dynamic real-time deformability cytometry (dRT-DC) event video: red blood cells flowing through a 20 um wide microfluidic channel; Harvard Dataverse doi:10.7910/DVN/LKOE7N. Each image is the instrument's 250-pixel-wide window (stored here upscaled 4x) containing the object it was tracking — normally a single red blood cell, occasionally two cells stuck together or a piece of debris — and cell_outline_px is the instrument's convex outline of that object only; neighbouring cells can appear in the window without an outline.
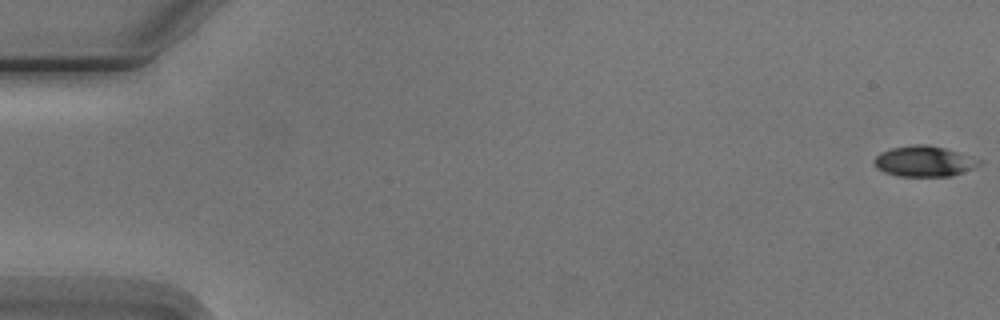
{"species": "Egyptian fruit bat (a non-hibernating species)", "species_latin": "Rousettus aegyptiacus", "temperature_condition": "cold", "stored_images_in_passage": 7, "camera_frame_rate_fps": 3000, "um_per_image_px": 0.085, "animal": {"sex": "male"}, "frame": {"image": 1, "passage_image": 1, "time_ms": 0.0, "image_size_px": [1000, 320], "cell_outline_px": [[984, 164], [976, 168], [948, 176], [896, 176], [884, 172], [876, 168], [872, 164], [872, 160], [880, 152], [892, 148], [912, 144], [928, 144], [944, 148], [984, 160]], "centroid_in_image_um": [78.55, 13.71], "position_along_channel_um": 6.4, "area_um2": 19.07}}
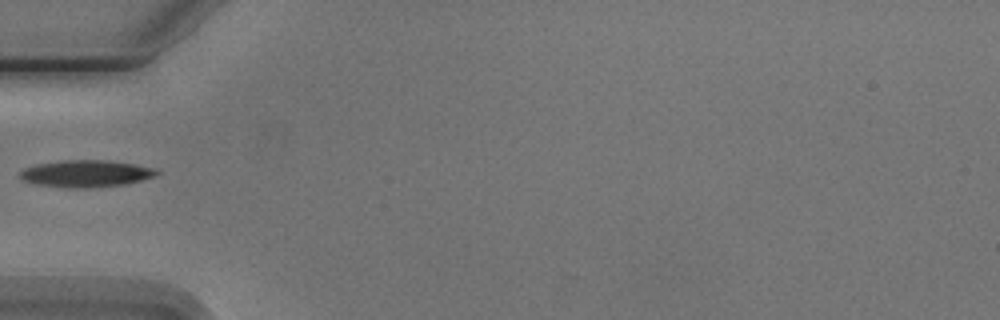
{"frame": {"image": 2, "passage_image": 6, "time_ms": 6.0, "image_size_px": [1000, 320], "cell_outline_px": [[160, 172], [156, 176], [124, 184], [88, 188], [64, 188], [36, 184], [20, 180], [20, 172], [24, 168], [36, 164], [64, 160], [104, 160], [132, 164], [156, 168]], "centroid_in_image_um": [7.27, 14.76], "position_along_channel_um": 77.7, "area_um2": 21.5}}
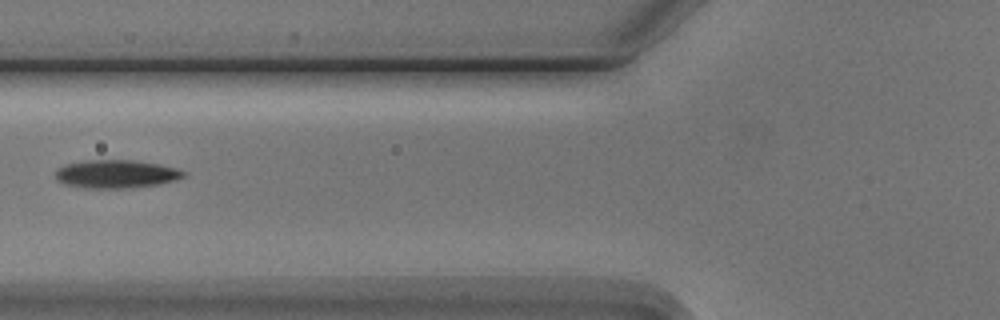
{"frame": {"image": 3, "passage_image": 7, "time_ms": 7.0, "image_size_px": [1000, 320], "cell_outline_px": [[184, 176], [176, 180], [160, 184], [132, 188], [84, 188], [64, 184], [56, 180], [56, 172], [60, 168], [68, 164], [88, 160], [132, 160], [160, 164], [176, 168], [184, 172]], "centroid_in_image_um": [9.89, 14.8], "position_along_channel_um": 115.9, "area_um2": 20.98}}